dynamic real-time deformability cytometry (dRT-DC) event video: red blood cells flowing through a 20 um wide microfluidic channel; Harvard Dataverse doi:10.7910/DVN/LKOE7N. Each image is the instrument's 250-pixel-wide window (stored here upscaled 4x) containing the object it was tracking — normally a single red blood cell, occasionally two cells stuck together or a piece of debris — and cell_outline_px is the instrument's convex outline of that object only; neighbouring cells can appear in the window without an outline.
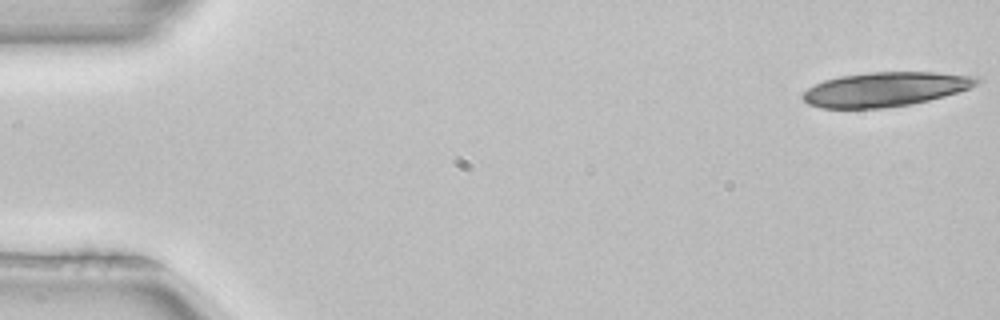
{"species": "common noctule bat (a hibernating species)", "species_latin": "Nyctalus noctula", "temperature_condition": "room temperature", "stored_images_in_passage": 1, "camera_frame_rate_fps": 3000, "um_per_image_px": 0.085, "animal": {"sex": "female", "body_mass_g": 22.7, "forearm_length_mm": 54.2}, "frame": {"image": 1, "passage_image": 1, "time_ms": 0.0, "image_size_px": [1000, 320], "cell_outline_px": [[984, 80], [968, 88], [944, 96], [912, 104], [884, 108], [820, 108], [808, 104], [800, 96], [808, 88], [824, 80], [840, 76], [868, 72], [936, 72], [980, 76]], "centroid_in_image_um": [75.26, 7.58], "position_along_channel_um": 9.7, "area_um2": 34.97}}